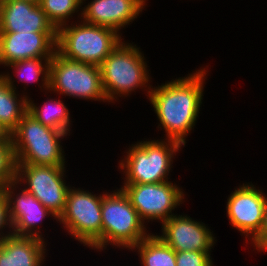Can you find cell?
I'll use <instances>...</instances> for the list:
<instances>
[{"instance_id":"cell-1","label":"cell","mask_w":267,"mask_h":266,"mask_svg":"<svg viewBox=\"0 0 267 266\" xmlns=\"http://www.w3.org/2000/svg\"><path fill=\"white\" fill-rule=\"evenodd\" d=\"M205 68L190 73L187 77L172 79L161 86L146 90L160 124L167 138L182 146L186 136L196 125L203 99Z\"/></svg>"},{"instance_id":"cell-2","label":"cell","mask_w":267,"mask_h":266,"mask_svg":"<svg viewBox=\"0 0 267 266\" xmlns=\"http://www.w3.org/2000/svg\"><path fill=\"white\" fill-rule=\"evenodd\" d=\"M65 136L67 133L43 125L27 111L10 133L16 164L65 166L60 144Z\"/></svg>"},{"instance_id":"cell-3","label":"cell","mask_w":267,"mask_h":266,"mask_svg":"<svg viewBox=\"0 0 267 266\" xmlns=\"http://www.w3.org/2000/svg\"><path fill=\"white\" fill-rule=\"evenodd\" d=\"M101 211L102 235L90 246L91 249L101 251L112 244L130 250L150 234L121 188L113 193H103Z\"/></svg>"},{"instance_id":"cell-4","label":"cell","mask_w":267,"mask_h":266,"mask_svg":"<svg viewBox=\"0 0 267 266\" xmlns=\"http://www.w3.org/2000/svg\"><path fill=\"white\" fill-rule=\"evenodd\" d=\"M70 25L57 29L56 51L73 61L100 66L122 41L121 35L109 27L82 20L80 24Z\"/></svg>"},{"instance_id":"cell-5","label":"cell","mask_w":267,"mask_h":266,"mask_svg":"<svg viewBox=\"0 0 267 266\" xmlns=\"http://www.w3.org/2000/svg\"><path fill=\"white\" fill-rule=\"evenodd\" d=\"M139 49L133 43L121 41L100 65L102 86L108 102L148 86L151 78L145 57Z\"/></svg>"},{"instance_id":"cell-6","label":"cell","mask_w":267,"mask_h":266,"mask_svg":"<svg viewBox=\"0 0 267 266\" xmlns=\"http://www.w3.org/2000/svg\"><path fill=\"white\" fill-rule=\"evenodd\" d=\"M174 140H149L132 144L119 167L125 173L123 184L161 183L168 181L173 158L181 148Z\"/></svg>"},{"instance_id":"cell-7","label":"cell","mask_w":267,"mask_h":266,"mask_svg":"<svg viewBox=\"0 0 267 266\" xmlns=\"http://www.w3.org/2000/svg\"><path fill=\"white\" fill-rule=\"evenodd\" d=\"M65 96L108 102L100 66L67 59L54 52L49 65V91Z\"/></svg>"},{"instance_id":"cell-8","label":"cell","mask_w":267,"mask_h":266,"mask_svg":"<svg viewBox=\"0 0 267 266\" xmlns=\"http://www.w3.org/2000/svg\"><path fill=\"white\" fill-rule=\"evenodd\" d=\"M102 197L70 186L65 210L57 220L75 240L89 248L102 235Z\"/></svg>"},{"instance_id":"cell-9","label":"cell","mask_w":267,"mask_h":266,"mask_svg":"<svg viewBox=\"0 0 267 266\" xmlns=\"http://www.w3.org/2000/svg\"><path fill=\"white\" fill-rule=\"evenodd\" d=\"M65 166H38L16 164L15 181L36 197L44 207L59 219L66 207L69 185L65 183ZM67 185V186H66ZM27 187V188H26Z\"/></svg>"},{"instance_id":"cell-10","label":"cell","mask_w":267,"mask_h":266,"mask_svg":"<svg viewBox=\"0 0 267 266\" xmlns=\"http://www.w3.org/2000/svg\"><path fill=\"white\" fill-rule=\"evenodd\" d=\"M129 198L131 205L145 220H160L163 223L174 215V211L183 203L184 190L170 181L146 184H124L120 187ZM182 202V203H181Z\"/></svg>"},{"instance_id":"cell-11","label":"cell","mask_w":267,"mask_h":266,"mask_svg":"<svg viewBox=\"0 0 267 266\" xmlns=\"http://www.w3.org/2000/svg\"><path fill=\"white\" fill-rule=\"evenodd\" d=\"M267 197L251 183L242 184L227 199V216L231 226L247 238L253 239L260 231Z\"/></svg>"},{"instance_id":"cell-12","label":"cell","mask_w":267,"mask_h":266,"mask_svg":"<svg viewBox=\"0 0 267 266\" xmlns=\"http://www.w3.org/2000/svg\"><path fill=\"white\" fill-rule=\"evenodd\" d=\"M16 188H18L16 181L8 183L3 188L9 204L13 235L44 239L43 235L40 234L41 229L37 228L41 223L40 221L48 215L50 216V214L55 220L58 219L34 195L29 194L25 189H22L21 193L19 192L16 195L14 193V190H17Z\"/></svg>"},{"instance_id":"cell-13","label":"cell","mask_w":267,"mask_h":266,"mask_svg":"<svg viewBox=\"0 0 267 266\" xmlns=\"http://www.w3.org/2000/svg\"><path fill=\"white\" fill-rule=\"evenodd\" d=\"M161 228L162 234L158 236L176 252H210L216 243L213 233L204 223L187 215H173L162 223Z\"/></svg>"},{"instance_id":"cell-14","label":"cell","mask_w":267,"mask_h":266,"mask_svg":"<svg viewBox=\"0 0 267 266\" xmlns=\"http://www.w3.org/2000/svg\"><path fill=\"white\" fill-rule=\"evenodd\" d=\"M57 32L0 33V65L13 62L53 57Z\"/></svg>"},{"instance_id":"cell-15","label":"cell","mask_w":267,"mask_h":266,"mask_svg":"<svg viewBox=\"0 0 267 266\" xmlns=\"http://www.w3.org/2000/svg\"><path fill=\"white\" fill-rule=\"evenodd\" d=\"M57 32L39 3L0 0V33Z\"/></svg>"},{"instance_id":"cell-16","label":"cell","mask_w":267,"mask_h":266,"mask_svg":"<svg viewBox=\"0 0 267 266\" xmlns=\"http://www.w3.org/2000/svg\"><path fill=\"white\" fill-rule=\"evenodd\" d=\"M146 0H92L80 12L84 22L114 29L133 22L144 9Z\"/></svg>"},{"instance_id":"cell-17","label":"cell","mask_w":267,"mask_h":266,"mask_svg":"<svg viewBox=\"0 0 267 266\" xmlns=\"http://www.w3.org/2000/svg\"><path fill=\"white\" fill-rule=\"evenodd\" d=\"M45 245L44 239L37 237H5L0 241V266H41Z\"/></svg>"},{"instance_id":"cell-18","label":"cell","mask_w":267,"mask_h":266,"mask_svg":"<svg viewBox=\"0 0 267 266\" xmlns=\"http://www.w3.org/2000/svg\"><path fill=\"white\" fill-rule=\"evenodd\" d=\"M12 77L10 73H0V123L9 133L17 127L27 112L29 98L23 95L18 99Z\"/></svg>"},{"instance_id":"cell-19","label":"cell","mask_w":267,"mask_h":266,"mask_svg":"<svg viewBox=\"0 0 267 266\" xmlns=\"http://www.w3.org/2000/svg\"><path fill=\"white\" fill-rule=\"evenodd\" d=\"M132 249L138 250L143 266H176V251L153 233L134 245Z\"/></svg>"},{"instance_id":"cell-20","label":"cell","mask_w":267,"mask_h":266,"mask_svg":"<svg viewBox=\"0 0 267 266\" xmlns=\"http://www.w3.org/2000/svg\"><path fill=\"white\" fill-rule=\"evenodd\" d=\"M27 111L34 116V118L43 125L49 126L56 130L70 133V113L68 108L61 100L48 99L44 105L37 107L31 98L28 99Z\"/></svg>"},{"instance_id":"cell-21","label":"cell","mask_w":267,"mask_h":266,"mask_svg":"<svg viewBox=\"0 0 267 266\" xmlns=\"http://www.w3.org/2000/svg\"><path fill=\"white\" fill-rule=\"evenodd\" d=\"M52 57H40L25 59L11 63L8 65L12 69H16L14 72L18 76L17 78L21 82H38L39 76L42 77V86L46 91L49 90V65ZM44 60V61H43ZM43 61V62H42ZM45 62V63H44ZM44 63V64H43ZM43 75V76H41ZM24 78V79H23Z\"/></svg>"},{"instance_id":"cell-22","label":"cell","mask_w":267,"mask_h":266,"mask_svg":"<svg viewBox=\"0 0 267 266\" xmlns=\"http://www.w3.org/2000/svg\"><path fill=\"white\" fill-rule=\"evenodd\" d=\"M85 0H40L39 5L53 26L67 24L68 19L78 12ZM73 14V15H72Z\"/></svg>"},{"instance_id":"cell-23","label":"cell","mask_w":267,"mask_h":266,"mask_svg":"<svg viewBox=\"0 0 267 266\" xmlns=\"http://www.w3.org/2000/svg\"><path fill=\"white\" fill-rule=\"evenodd\" d=\"M16 179V161L11 139L0 141V190Z\"/></svg>"},{"instance_id":"cell-24","label":"cell","mask_w":267,"mask_h":266,"mask_svg":"<svg viewBox=\"0 0 267 266\" xmlns=\"http://www.w3.org/2000/svg\"><path fill=\"white\" fill-rule=\"evenodd\" d=\"M210 252H176V266H213Z\"/></svg>"},{"instance_id":"cell-25","label":"cell","mask_w":267,"mask_h":266,"mask_svg":"<svg viewBox=\"0 0 267 266\" xmlns=\"http://www.w3.org/2000/svg\"><path fill=\"white\" fill-rule=\"evenodd\" d=\"M7 225L9 229L13 228L12 221L9 215V204L2 189L0 190V241L5 237L13 235V231L11 230L7 234L3 233V230L5 229V226L7 227Z\"/></svg>"},{"instance_id":"cell-26","label":"cell","mask_w":267,"mask_h":266,"mask_svg":"<svg viewBox=\"0 0 267 266\" xmlns=\"http://www.w3.org/2000/svg\"><path fill=\"white\" fill-rule=\"evenodd\" d=\"M257 251H267V205L264 212L263 224L259 233L251 240Z\"/></svg>"},{"instance_id":"cell-27","label":"cell","mask_w":267,"mask_h":266,"mask_svg":"<svg viewBox=\"0 0 267 266\" xmlns=\"http://www.w3.org/2000/svg\"><path fill=\"white\" fill-rule=\"evenodd\" d=\"M9 139H10V133L0 123V141H5Z\"/></svg>"},{"instance_id":"cell-28","label":"cell","mask_w":267,"mask_h":266,"mask_svg":"<svg viewBox=\"0 0 267 266\" xmlns=\"http://www.w3.org/2000/svg\"><path fill=\"white\" fill-rule=\"evenodd\" d=\"M25 1H30V2H33V3H36V4H38L40 2V0H25Z\"/></svg>"}]
</instances>
